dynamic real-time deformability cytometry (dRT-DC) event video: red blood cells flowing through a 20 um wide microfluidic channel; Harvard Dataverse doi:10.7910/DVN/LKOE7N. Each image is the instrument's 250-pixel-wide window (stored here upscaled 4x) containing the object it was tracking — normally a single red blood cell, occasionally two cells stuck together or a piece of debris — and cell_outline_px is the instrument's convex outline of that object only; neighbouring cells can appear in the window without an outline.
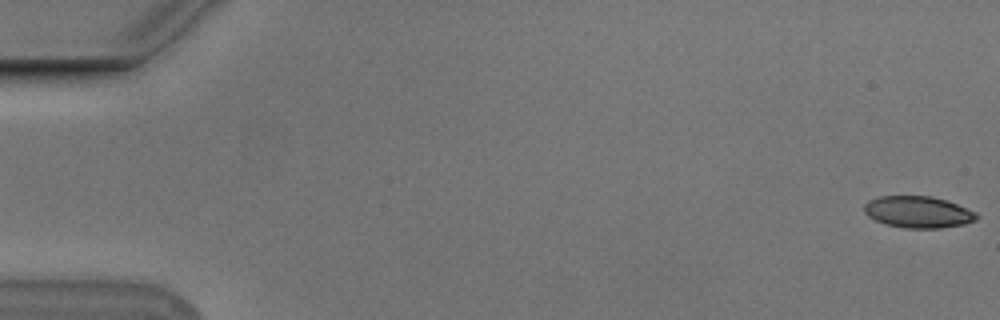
{"species": "Egyptian fruit bat (a non-hibernating species)", "species_latin": "Rousettus aegyptiacus", "temperature_condition": "cold", "stored_images_in_passage": 55, "camera_frame_rate_fps": 3000, "um_per_image_px": 0.085, "animal": {"sex": "male"}, "frame": {"image": 1, "passage_image": 1, "time_ms": 0.0, "image_size_px": [1000, 320], "cell_outline_px": [[980, 216], [976, 220], [964, 224], [940, 228], [904, 228], [884, 224], [868, 216], [864, 212], [864, 204], [868, 200], [880, 196], [932, 196], [956, 204], [976, 212]], "centroid_in_image_um": [78.02, 18.02], "position_along_channel_um": 7.0, "area_um2": 20.75}}
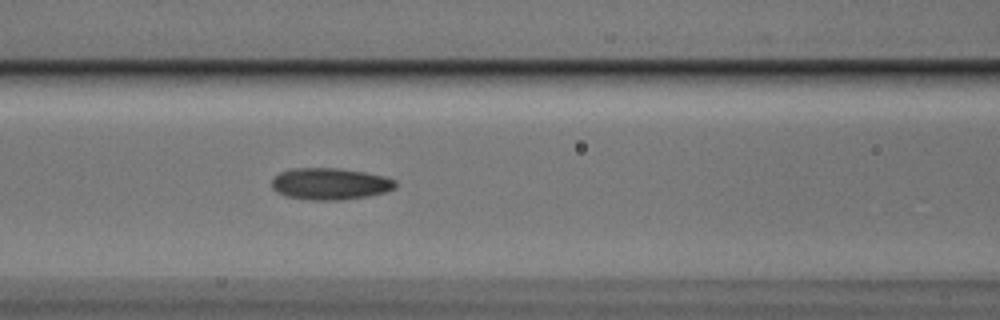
{"frame": {"image": 2, "passage_image": 24, "time_ms": 7.667, "image_size_px": [1000, 320], "cell_outline_px": [[396, 188], [384, 192], [368, 196], [340, 200], [308, 200], [288, 196], [276, 192], [272, 188], [272, 180], [280, 172], [292, 168], [340, 168], [364, 172], [384, 176], [396, 180]], "centroid_in_image_um": [28.06, 15.62], "position_along_channel_um": 138.5, "area_um2": 22.89}}
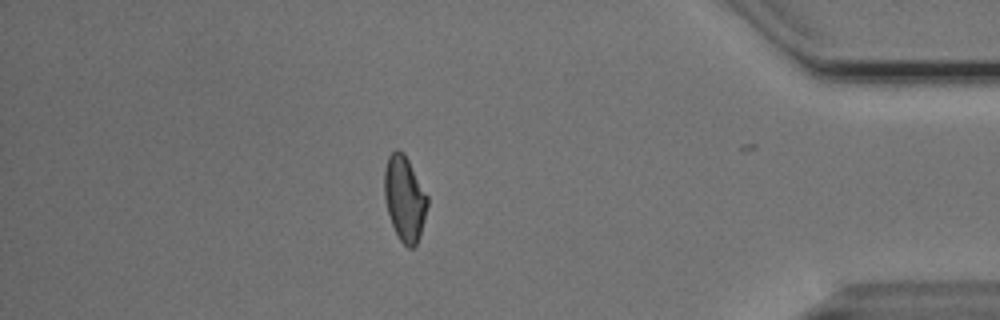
{"frame": {"image": 3, "passage_image": 48, "time_ms": 15.667, "image_size_px": [1000, 320], "cell_outline_px": [[428, 204], [420, 236], [416, 244], [412, 248], [408, 248], [400, 240], [392, 224], [388, 212], [384, 196], [384, 168], [388, 156], [396, 148], [404, 152], [428, 196]], "centroid_in_image_um": [34.38, 16.84], "position_along_channel_um": 400.8, "area_um2": 21.33}, "authors_computed_cell_mechanics": {"area_um2": 21.5594, "velocity_mm_per_s": 3.7552, "shape_relaxation_time_tau1_ms": 7.1156, "shape_relaxation_time_tau2_ms": 2.5441, "deformation_change_tau1": 0.1701, "deformation_change_tau2": 0.0877}}